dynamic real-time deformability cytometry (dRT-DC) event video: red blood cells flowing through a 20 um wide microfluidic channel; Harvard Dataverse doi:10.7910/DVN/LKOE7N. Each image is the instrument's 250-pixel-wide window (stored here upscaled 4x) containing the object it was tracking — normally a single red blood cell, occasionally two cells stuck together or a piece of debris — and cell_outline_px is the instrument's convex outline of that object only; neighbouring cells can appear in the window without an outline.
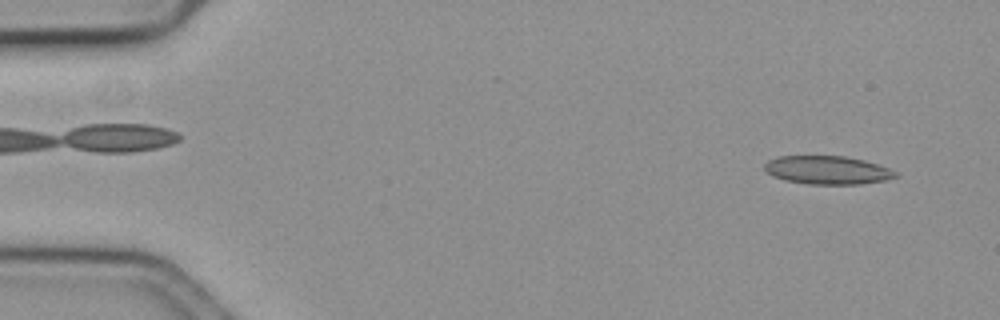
{"species": "common noctule bat (a hibernating species)", "species_latin": "Nyctalus noctula", "temperature_condition": "cold", "stored_images_in_passage": 53, "camera_frame_rate_fps": 3000, "um_per_image_px": 0.085, "animal": {"sex": "female", "body_mass_g": 19.3, "forearm_length_mm": 54.1}, "frame": {"image": 1, "passage_image": 4, "time_ms": 1.0, "image_size_px": [1000, 320], "cell_outline_px": [[896, 176], [884, 180], [860, 184], [808, 184], [788, 180], [772, 176], [764, 168], [764, 164], [768, 160], [776, 156], [844, 156], [864, 160], [888, 168], [896, 172]], "centroid_in_image_um": [70.29, 14.45], "position_along_channel_um": 14.7, "area_um2": 21.39}}
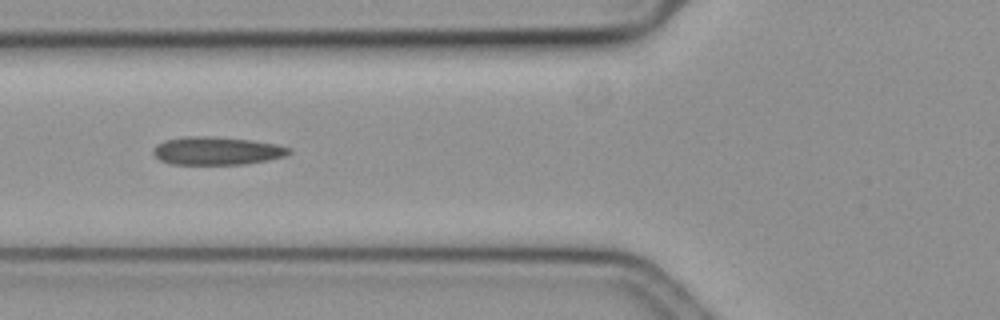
{"frame": {"image": 2, "passage_image": 22, "time_ms": 7.0, "image_size_px": [1000, 320], "cell_outline_px": [[292, 152], [284, 156], [268, 160], [244, 164], [172, 164], [160, 160], [152, 152], [152, 148], [156, 144], [164, 140], [184, 136], [212, 136], [252, 140], [276, 144], [292, 148]], "centroid_in_image_um": [18.42, 12.81], "position_along_channel_um": 107.4, "area_um2": 22.37}}
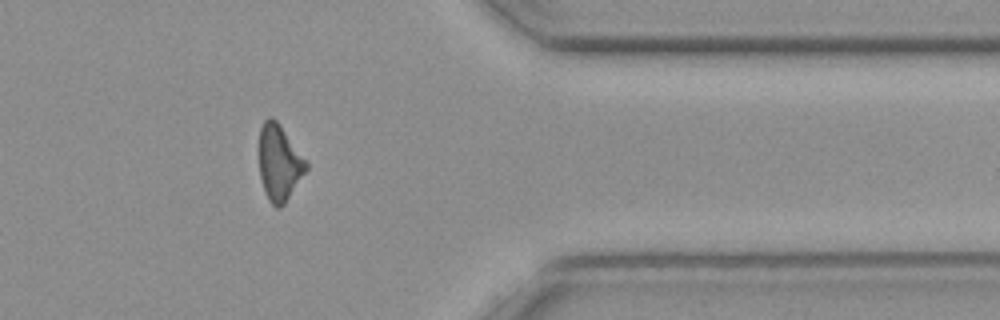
{"frame": {"image": 3, "passage_image": 47, "time_ms": 15.333, "image_size_px": [1000, 320], "cell_outline_px": [[308, 168], [284, 204], [280, 208], [276, 208], [268, 200], [264, 192], [260, 176], [260, 128], [264, 120], [268, 116], [272, 116], [280, 124], [308, 160]], "centroid_in_image_um": [23.75, 13.81], "position_along_channel_um": 387.6, "area_um2": 20.98}}